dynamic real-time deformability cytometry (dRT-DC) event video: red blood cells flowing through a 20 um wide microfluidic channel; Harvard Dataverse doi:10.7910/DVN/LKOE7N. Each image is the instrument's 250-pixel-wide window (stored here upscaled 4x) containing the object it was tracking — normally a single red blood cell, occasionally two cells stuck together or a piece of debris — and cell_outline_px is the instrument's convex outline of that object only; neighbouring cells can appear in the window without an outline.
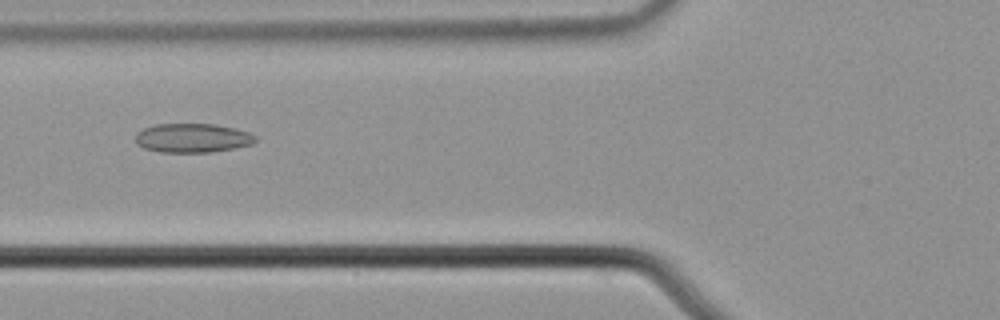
{"species": "common noctule bat (a hibernating species)", "species_latin": "Nyctalus noctula", "temperature_condition": "cold", "stored_images_in_passage": 7, "camera_frame_rate_fps": 3000, "um_per_image_px": 0.085, "animal": {"sex": "male", "body_mass_g": 21.5, "forearm_length_mm": 52.0}, "frame": {"image": 1, "passage_image": 6, "time_ms": 1.667, "image_size_px": [1000, 320], "cell_outline_px": [[256, 140], [252, 144], [236, 148], [212, 152], [160, 152], [144, 148], [136, 144], [136, 132], [144, 128], [156, 124], [216, 124], [248, 132], [256, 136]], "centroid_in_image_um": [16.35, 11.73], "position_along_channel_um": 109.5, "area_um2": 20.35}}
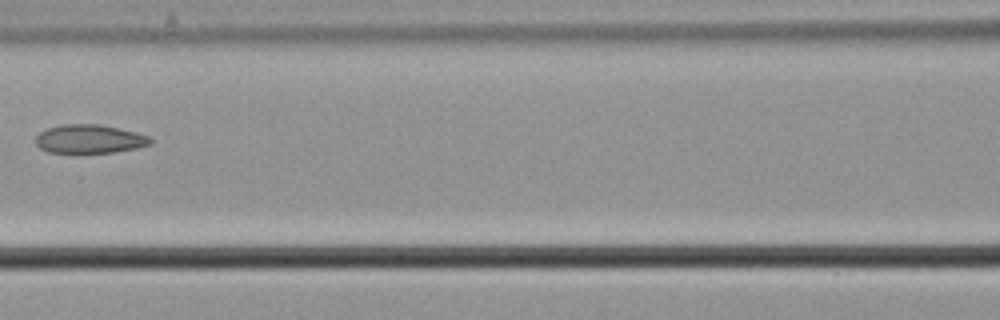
{"frame": {"image": 2, "passage_image": 7, "time_ms": 2.0, "image_size_px": [1000, 320], "cell_outline_px": [[152, 144], [136, 148], [112, 152], [48, 152], [40, 148], [36, 144], [36, 136], [40, 132], [48, 128], [60, 124], [100, 124], [136, 132], [148, 136], [152, 140]], "centroid_in_image_um": [7.6, 11.8], "position_along_channel_um": 159.0, "area_um2": 19.02}}